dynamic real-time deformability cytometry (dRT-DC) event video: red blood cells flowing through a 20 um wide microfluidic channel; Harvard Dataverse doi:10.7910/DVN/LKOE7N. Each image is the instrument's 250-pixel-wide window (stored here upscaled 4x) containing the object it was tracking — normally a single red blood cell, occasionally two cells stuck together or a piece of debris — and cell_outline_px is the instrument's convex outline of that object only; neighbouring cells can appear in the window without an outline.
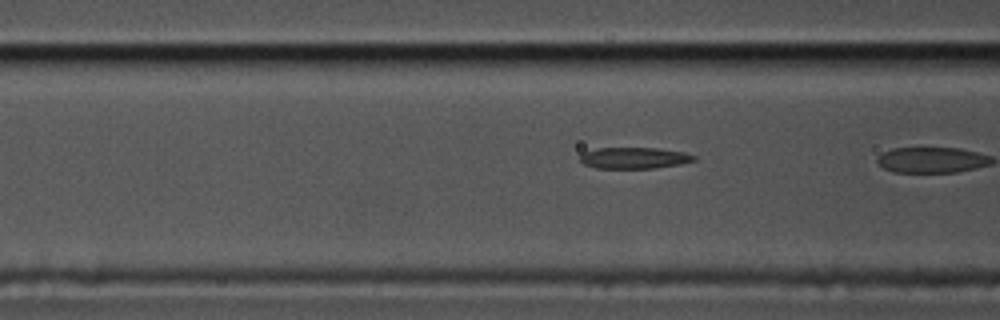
{"species": "common noctule bat (a hibernating species)", "species_latin": "Nyctalus noctula", "temperature_condition": "cold", "stored_images_in_passage": 23, "segment_of_instrument_passage": [2, 2], "camera_frame_rate_fps": 3000, "um_per_image_px": 0.085, "animal": {"sex": "male", "body_mass_g": 17.5, "forearm_length_mm": 52.3}, "frame": {"image": 1, "passage_image": 17, "time_ms": 5.333, "image_size_px": [1000, 320], "cell_outline_px": [[696, 160], [680, 164], [656, 168], [596, 168], [584, 164], [580, 160], [580, 156], [584, 152], [596, 148], [656, 148], [684, 152], [696, 156]], "centroid_in_image_um": [53.91, 13.43], "position_along_channel_um": 112.7, "area_um2": 14.1}}